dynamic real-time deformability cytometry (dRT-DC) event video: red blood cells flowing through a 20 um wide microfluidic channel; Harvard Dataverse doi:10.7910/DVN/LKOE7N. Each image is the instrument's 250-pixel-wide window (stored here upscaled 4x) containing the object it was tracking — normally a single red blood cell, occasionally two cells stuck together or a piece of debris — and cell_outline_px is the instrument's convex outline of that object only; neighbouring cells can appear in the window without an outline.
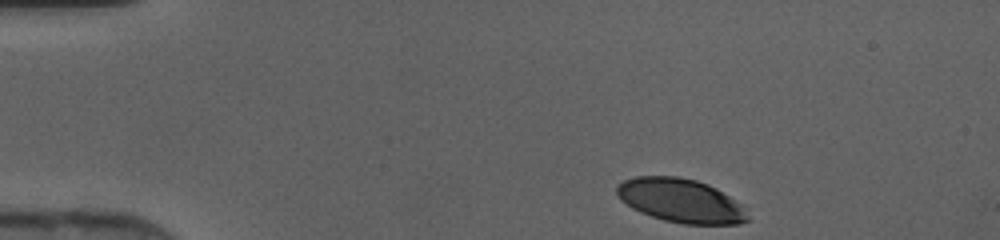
{"species": "human", "species_latin": "Homo sapiens", "temperature_condition": "cold", "stored_images_in_passage": 40, "camera_frame_rate_fps": 3000, "um_per_image_px": 0.085, "donor": {"sex": "female"}, "frame": {"image": 1, "passage_image": 1, "time_ms": 0.0, "image_size_px": [1000, 240], "cell_outline_px": [[752, 220], [740, 224], [684, 224], [664, 220], [640, 212], [632, 208], [620, 200], [616, 192], [616, 188], [624, 180], [636, 176], [676, 176], [696, 180], [708, 184], [716, 188], [744, 204]], "centroid_in_image_um": [57.93, 17.06], "position_along_channel_um": 27.1, "area_um2": 33.81}}
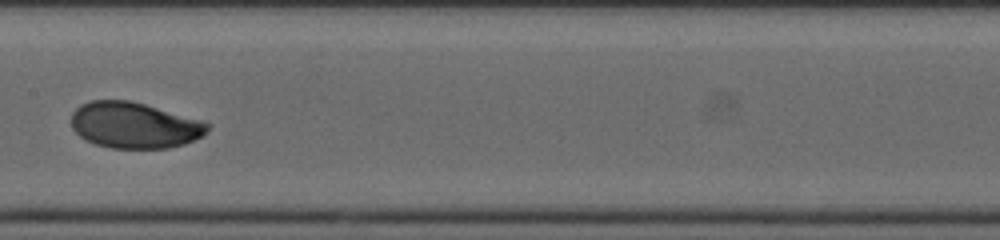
{"frame": {"image": 2, "passage_image": 18, "time_ms": 5.667, "image_size_px": [1000, 240], "cell_outline_px": [[212, 124], [208, 132], [204, 136], [184, 144], [168, 148], [112, 148], [96, 144], [80, 136], [72, 128], [72, 112], [80, 104], [92, 100], [128, 100], [144, 104], [200, 120]], "centroid_in_image_um": [11.44, 10.65], "position_along_channel_um": 196.0, "area_um2": 36.47}}
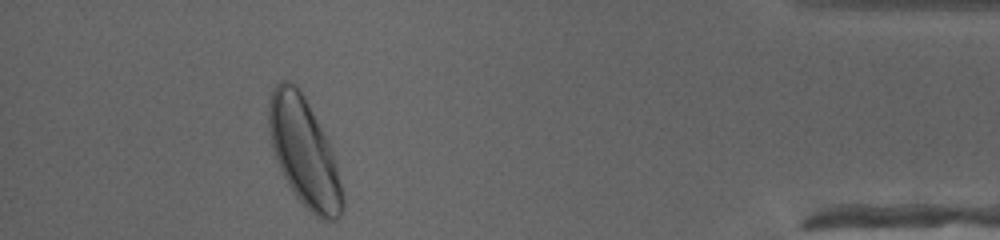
{"frame": {"image": 3, "passage_image": 36, "time_ms": 11.667, "image_size_px": [1000, 240], "cell_outline_px": [[344, 208], [340, 216], [336, 220], [320, 220], [296, 196], [288, 184], [276, 160], [272, 144], [268, 124], [268, 104], [272, 92], [276, 84], [284, 80], [288, 80], [296, 84], [304, 96], [328, 136], [336, 160], [344, 192]], "centroid_in_image_um": [25.9, 12.94], "position_along_channel_um": 409.3, "area_um2": 46.88}}